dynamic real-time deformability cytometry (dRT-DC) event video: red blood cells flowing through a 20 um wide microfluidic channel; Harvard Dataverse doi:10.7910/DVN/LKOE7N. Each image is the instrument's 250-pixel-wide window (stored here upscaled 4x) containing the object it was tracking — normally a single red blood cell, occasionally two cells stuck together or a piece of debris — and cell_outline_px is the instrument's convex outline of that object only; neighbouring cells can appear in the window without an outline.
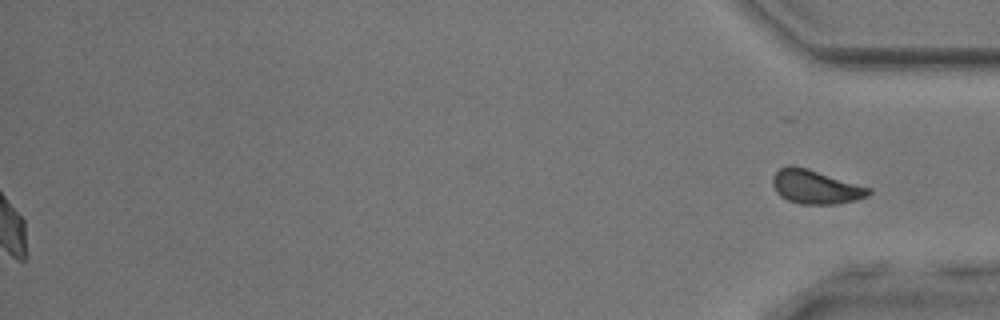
{"species": "common noctule bat (a hibernating species)", "species_latin": "Nyctalus noctula", "temperature_condition": "room temperature", "stored_images_in_passage": 43, "camera_frame_rate_fps": 3000, "um_per_image_px": 0.085, "animal": {"sex": "male", "body_mass_g": 17.9, "forearm_length_mm": 54.2}, "frame": {"image": 1, "passage_image": 43, "time_ms": 14.0, "image_size_px": [1000, 320], "cell_outline_px": [[872, 192], [868, 196], [856, 200], [836, 204], [800, 204], [788, 200], [780, 196], [776, 192], [772, 184], [772, 176], [780, 168], [788, 164], [792, 164], [872, 188]], "centroid_in_image_um": [69.31, 15.89], "position_along_channel_um": 365.9, "area_um2": 19.02}, "authors_computed_cell_mechanics": {"area_um2": 19.9988, "velocity_mm_per_s": 3.951, "shape_relaxation_time_tau1_ms": null, "shape_relaxation_time_tau2_ms": 1.435, "deformation_change_tau1": null, "deformation_change_tau2": 0.0728}}